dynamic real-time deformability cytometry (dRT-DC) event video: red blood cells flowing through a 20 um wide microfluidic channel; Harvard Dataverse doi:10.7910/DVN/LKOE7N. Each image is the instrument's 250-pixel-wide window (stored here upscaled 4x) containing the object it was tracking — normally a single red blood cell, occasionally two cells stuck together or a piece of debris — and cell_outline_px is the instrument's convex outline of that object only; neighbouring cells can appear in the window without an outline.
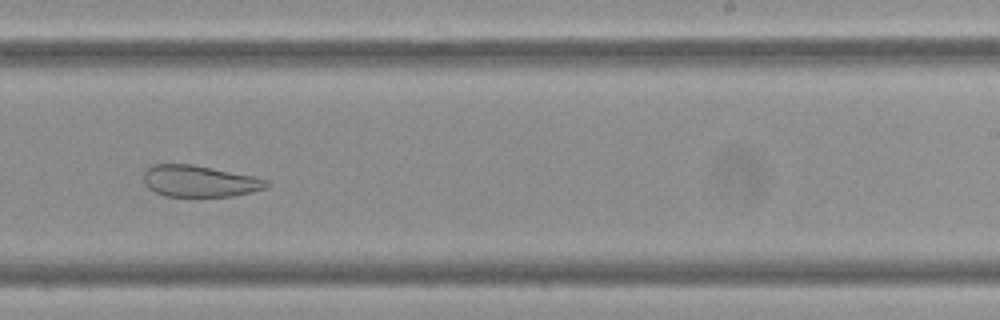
{"species": "Egyptian fruit bat (a non-hibernating species)", "species_latin": "Rousettus aegyptiacus", "temperature_condition": "cold", "stored_images_in_passage": 45, "camera_frame_rate_fps": 3000, "um_per_image_px": 0.085, "frame": {"image": 1, "passage_image": 32, "time_ms": 10.333, "image_size_px": [1000, 320], "cell_outline_px": [[268, 184], [264, 188], [232, 196], [164, 196], [148, 188], [144, 184], [144, 172], [152, 164], [192, 164], [256, 176], [268, 180]], "centroid_in_image_um": [16.93, 15.38], "position_along_channel_um": 272.1, "area_um2": 22.48}, "authors_computed_cell_mechanics": {"area_um2": 28.4376, "velocity_mm_per_s": 3.3737, "shape_relaxation_time_tau1_ms": null, "shape_relaxation_time_tau2_ms": 3.0382, "deformation_change_tau1": null, "deformation_change_tau2": 0.0928}}